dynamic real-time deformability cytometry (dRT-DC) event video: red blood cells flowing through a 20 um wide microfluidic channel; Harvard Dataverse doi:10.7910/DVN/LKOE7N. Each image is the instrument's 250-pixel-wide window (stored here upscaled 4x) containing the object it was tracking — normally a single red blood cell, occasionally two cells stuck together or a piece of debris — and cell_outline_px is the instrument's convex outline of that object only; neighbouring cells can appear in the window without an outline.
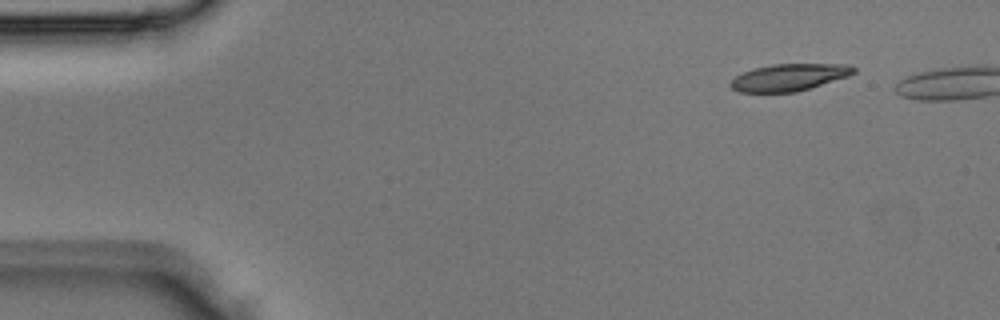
{"species": "Egyptian fruit bat (a non-hibernating species)", "species_latin": "Rousettus aegyptiacus", "temperature_condition": "room temperature", "stored_images_in_passage": 3, "camera_frame_rate_fps": 3000, "um_per_image_px": 0.085, "animal": {"sex": "male"}, "frame": {"image": 1, "passage_image": 1, "time_ms": 0.0, "image_size_px": [1000, 320], "cell_outline_px": [[856, 72], [848, 76], [796, 92], [740, 92], [732, 88], [728, 84], [736, 76], [744, 72], [756, 68], [772, 64], [848, 64], [856, 68]], "centroid_in_image_um": [67.08, 6.57], "position_along_channel_um": 17.9, "area_um2": 19.19}}